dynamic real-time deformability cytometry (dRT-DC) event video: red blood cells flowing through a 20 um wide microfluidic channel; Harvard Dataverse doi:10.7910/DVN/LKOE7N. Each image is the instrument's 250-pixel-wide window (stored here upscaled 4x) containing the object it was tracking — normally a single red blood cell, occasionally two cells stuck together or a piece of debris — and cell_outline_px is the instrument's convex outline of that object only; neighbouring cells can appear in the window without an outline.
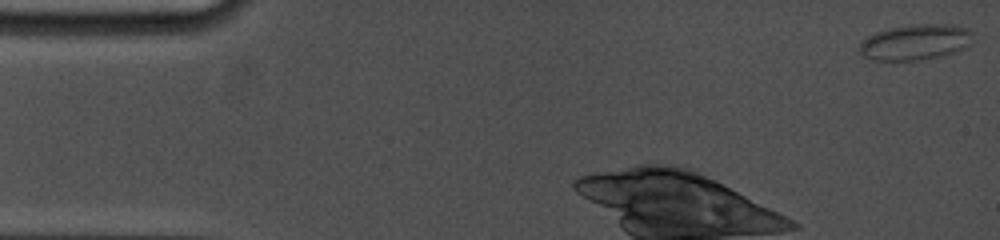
{"species": "common noctule bat (a hibernating species)", "species_latin": "Nyctalus noctula", "temperature_condition": "cold", "stored_images_in_passage": 51, "camera_frame_rate_fps": 5000, "um_per_image_px": 0.085, "animal": {"sex": "female", "body_mass_g": 19.0, "forearm_length_mm": 53.3}, "frame": {"image": 1, "passage_image": 1, "time_ms": 0.0, "image_size_px": [1000, 240], "cell_outline_px": [[972, 32], [968, 48], [956, 52], [920, 60], [872, 60], [864, 56], [856, 48], [860, 40], [876, 32], [888, 28], [908, 24], [952, 24], [968, 28]], "centroid_in_image_um": [77.78, 3.57], "position_along_channel_um": 7.2, "area_um2": 23.93}}
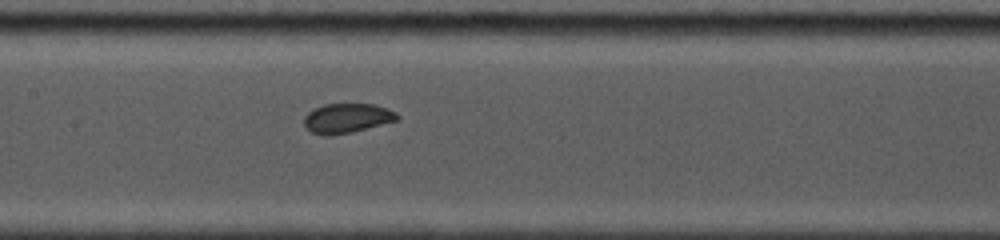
{"frame": {"image": 2, "passage_image": 31, "time_ms": 8.0, "image_size_px": [1000, 240], "cell_outline_px": [[400, 120], [352, 132], [328, 136], [324, 136], [312, 132], [304, 128], [304, 116], [308, 112], [324, 104], [372, 104], [388, 108], [396, 112], [400, 116]], "centroid_in_image_um": [29.51, 10.05], "position_along_channel_um": 177.9, "area_um2": 16.24}}
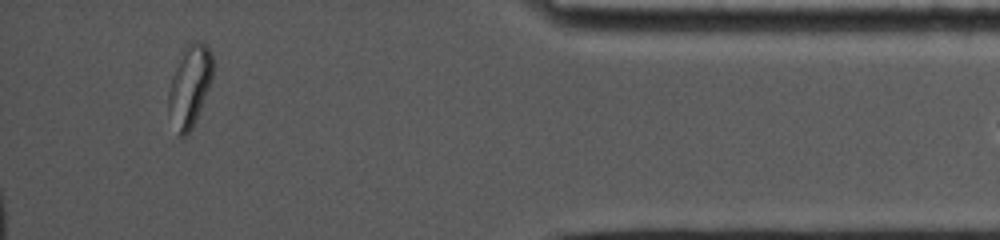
{"frame": {"image": 3, "passage_image": 50, "time_ms": 15.2, "image_size_px": [1000, 240], "cell_outline_px": [[212, 76], [208, 88], [196, 120], [192, 128], [184, 136], [180, 136], [168, 112], [168, 92], [176, 68], [188, 44], [196, 40], [204, 44], [208, 48], [212, 56]], "centroid_in_image_um": [16.13, 7.33], "position_along_channel_um": 419.1, "area_um2": 20.11}}